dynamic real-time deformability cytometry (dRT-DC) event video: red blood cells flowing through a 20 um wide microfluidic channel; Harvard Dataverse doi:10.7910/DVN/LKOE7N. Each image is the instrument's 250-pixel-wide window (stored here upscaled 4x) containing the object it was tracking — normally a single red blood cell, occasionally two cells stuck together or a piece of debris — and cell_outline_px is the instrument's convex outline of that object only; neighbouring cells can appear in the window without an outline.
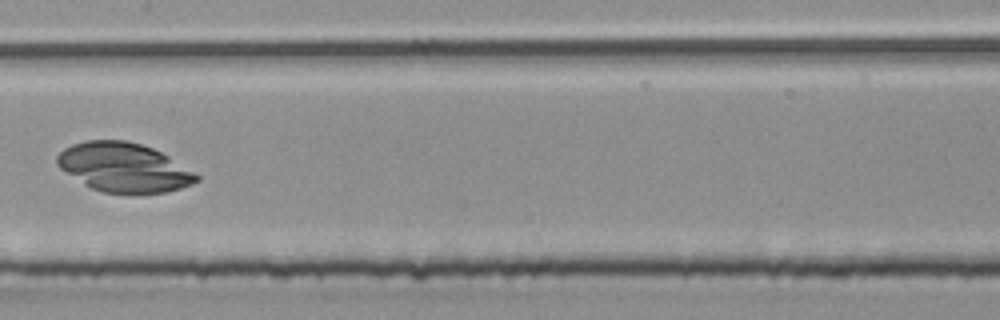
{"species": "common noctule bat (a hibernating species)", "species_latin": "Nyctalus noctula", "temperature_condition": "room temperature", "stored_images_in_passage": 5, "camera_frame_rate_fps": 3000, "um_per_image_px": 0.085, "animal": {"sex": "male", "body_mass_g": 20.4}, "frame": {"image": 1, "passage_image": 5, "time_ms": 1.333, "image_size_px": [1000, 320], "cell_outline_px": [[200, 180], [192, 184], [168, 192], [104, 192], [92, 188], [84, 184], [60, 168], [56, 164], [56, 156], [64, 148], [72, 144], [88, 140], [124, 140], [140, 144], [152, 148], [168, 156], [196, 172], [200, 176]], "centroid_in_image_um": [10.54, 14.21], "position_along_channel_um": 196.9, "area_um2": 39.54}}